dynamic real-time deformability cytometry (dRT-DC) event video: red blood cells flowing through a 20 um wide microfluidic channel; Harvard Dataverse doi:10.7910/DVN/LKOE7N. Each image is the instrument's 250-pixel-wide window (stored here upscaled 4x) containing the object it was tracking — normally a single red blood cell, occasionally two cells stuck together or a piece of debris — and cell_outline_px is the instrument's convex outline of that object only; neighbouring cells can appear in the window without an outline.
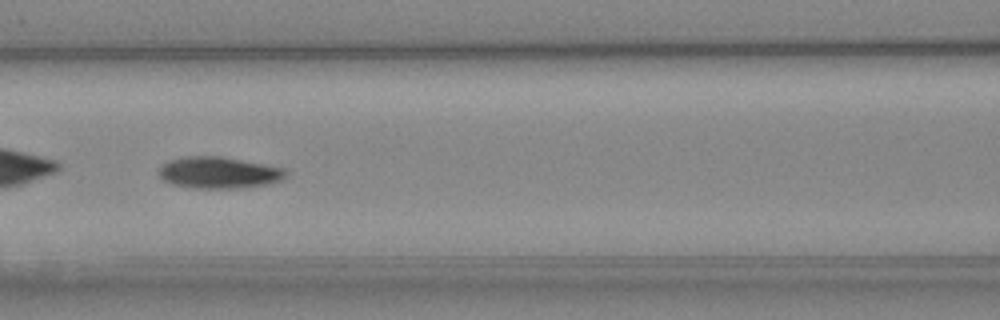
{"species": "Egyptian fruit bat (a non-hibernating species)", "species_latin": "Rousettus aegyptiacus", "temperature_condition": "cold", "stored_images_in_passage": 7, "camera_frame_rate_fps": 3000, "um_per_image_px": 0.085, "animal": {"sex": "female"}, "frame": {"image": 1, "passage_image": 7, "time_ms": 7.0, "image_size_px": [1000, 320], "cell_outline_px": [[288, 172], [280, 180], [268, 184], [240, 188], [192, 188], [172, 184], [164, 180], [160, 176], [160, 168], [168, 160], [184, 156], [220, 156], [284, 168]], "centroid_in_image_um": [18.58, 14.67], "position_along_channel_um": 148.0, "area_um2": 23.18}}